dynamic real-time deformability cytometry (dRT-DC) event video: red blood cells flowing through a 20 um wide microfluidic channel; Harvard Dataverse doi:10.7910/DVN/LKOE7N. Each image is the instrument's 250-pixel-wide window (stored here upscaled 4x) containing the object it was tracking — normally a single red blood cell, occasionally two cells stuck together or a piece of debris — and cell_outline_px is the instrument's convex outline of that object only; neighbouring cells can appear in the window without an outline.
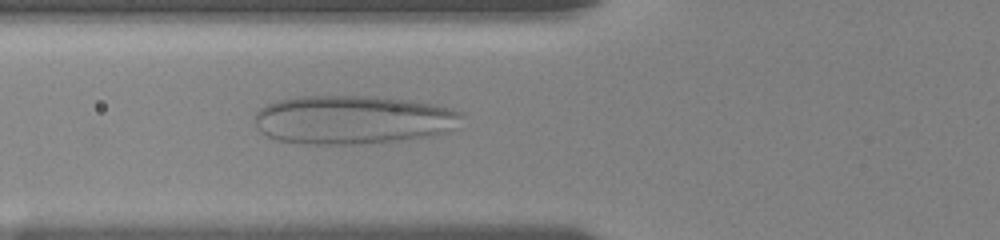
{"species": "human", "species_latin": "Homo sapiens", "temperature_condition": "room temperature", "stored_images_in_passage": 48, "camera_frame_rate_fps": 3000, "um_per_image_px": 0.085, "donor": {"sex": "female"}, "frame": {"image": 1, "passage_image": 16, "time_ms": 6.333, "image_size_px": [1000, 240], "cell_outline_px": [[464, 116], [448, 132], [436, 136], [400, 140], [352, 144], [308, 144], [276, 140], [260, 132], [256, 128], [256, 112], [260, 108], [268, 104], [280, 100], [304, 96], [372, 96], [412, 100], [452, 108], [464, 112]], "centroid_in_image_um": [30.03, 10.18], "position_along_channel_um": 95.8, "area_um2": 58.96}}
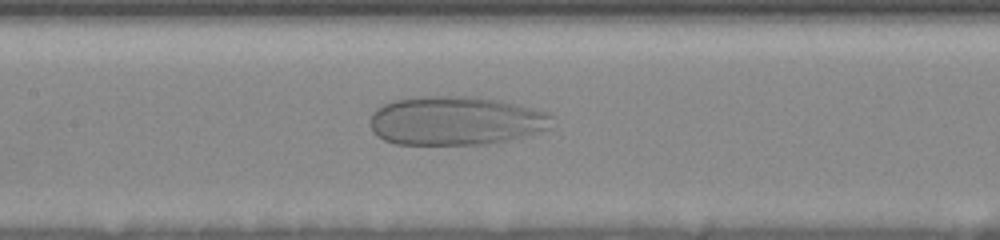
{"frame": {"image": 2, "passage_image": 21, "time_ms": 8.333, "image_size_px": [1000, 240], "cell_outline_px": [[552, 128], [512, 140], [496, 144], [396, 144], [384, 140], [372, 132], [372, 112], [376, 108], [384, 104], [396, 100], [424, 96], [476, 96], [500, 100], [548, 112], [552, 116]], "centroid_in_image_um": [38.79, 10.27], "position_along_channel_um": 168.6, "area_um2": 52.19}}
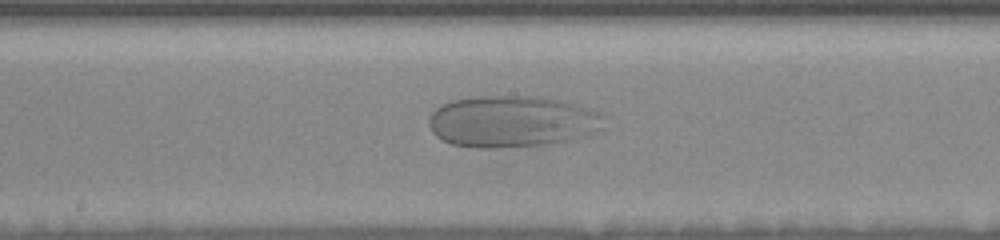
{"frame": {"image": 3, "passage_image": 24, "time_ms": 9.333, "image_size_px": [1000, 240], "cell_outline_px": [[604, 128], [600, 132], [592, 136], [552, 144], [484, 148], [480, 148], [452, 144], [436, 136], [432, 132], [428, 124], [428, 120], [432, 112], [440, 104], [452, 100], [480, 96], [536, 96], [576, 104], [592, 108], [600, 112], [604, 116]], "centroid_in_image_um": [43.6, 10.33], "position_along_channel_um": 204.6, "area_um2": 53.35}}